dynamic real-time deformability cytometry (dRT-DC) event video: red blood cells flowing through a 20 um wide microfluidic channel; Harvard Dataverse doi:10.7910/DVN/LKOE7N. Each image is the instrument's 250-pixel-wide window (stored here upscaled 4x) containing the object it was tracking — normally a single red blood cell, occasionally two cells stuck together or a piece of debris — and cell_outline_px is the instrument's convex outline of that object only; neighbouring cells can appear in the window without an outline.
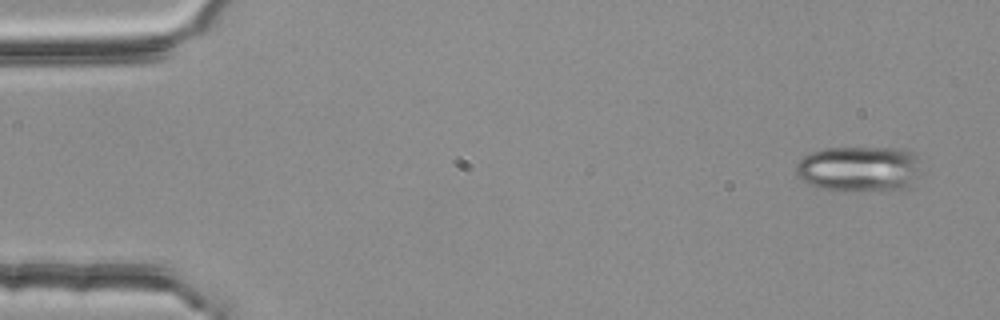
{"species": "common noctule bat (a hibernating species)", "species_latin": "Nyctalus noctula", "temperature_condition": "room temperature", "stored_images_in_passage": 4, "camera_frame_rate_fps": 3000, "um_per_image_px": 0.085, "animal": {"sex": "female", "body_mass_g": 25.1}, "frame": {"image": 1, "passage_image": 1, "time_ms": 0.0, "image_size_px": [1000, 320], "cell_outline_px": [[916, 176], [908, 188], [844, 192], [816, 188], [804, 184], [796, 176], [796, 164], [800, 156], [824, 148], [904, 148], [912, 152], [916, 156]], "centroid_in_image_um": [72.89, 14.37], "position_along_channel_um": 12.1, "area_um2": 33.7}}